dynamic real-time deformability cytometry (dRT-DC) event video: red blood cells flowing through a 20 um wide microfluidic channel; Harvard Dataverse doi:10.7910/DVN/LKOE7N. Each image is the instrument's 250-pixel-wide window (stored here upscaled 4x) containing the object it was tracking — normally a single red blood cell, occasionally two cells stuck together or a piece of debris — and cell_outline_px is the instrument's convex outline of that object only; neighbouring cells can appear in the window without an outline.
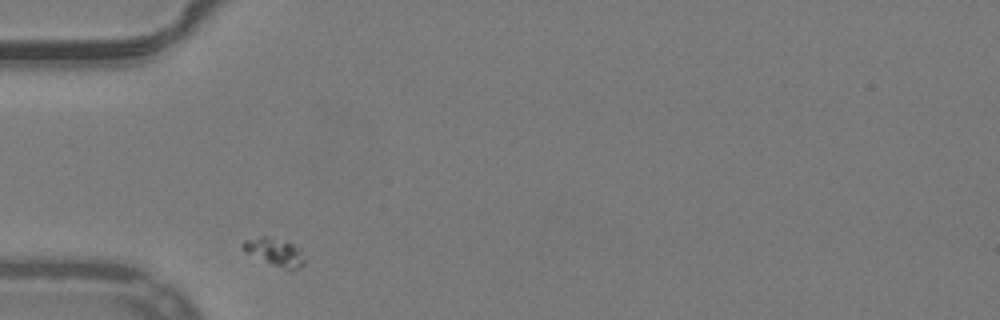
{"species": "common noctule bat (a hibernating species)", "species_latin": "Nyctalus noctula", "temperature_condition": "warm", "stored_images_in_passage": 31, "camera_frame_rate_fps": 3000, "um_per_image_px": 0.085, "animal": {"sex": "male", "body_mass_g": 19.2, "forearm_length_mm": 51.8}, "frame": {"image": 1, "passage_image": 1, "time_ms": 0.0, "image_size_px": [1000, 320], "cell_outline_px": [[304, 264], [300, 268], [292, 272], [288, 272], [244, 252], [240, 244], [244, 240], [260, 236], [264, 236], [292, 244], [300, 248], [304, 260]], "centroid_in_image_um": [23.35, 21.47], "position_along_channel_um": 61.7, "area_um2": 10.17}}
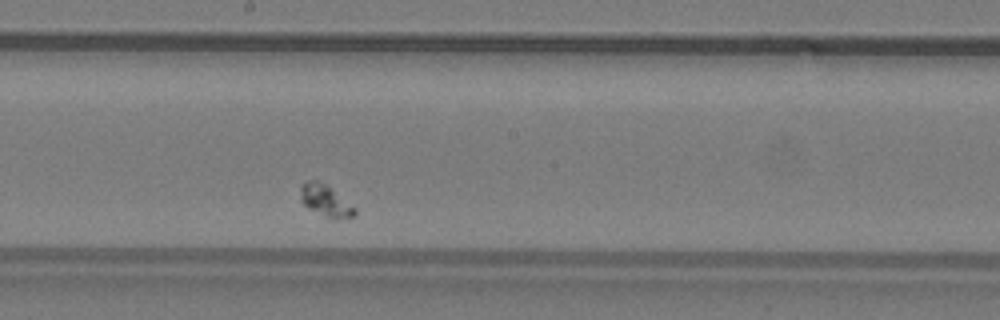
{"frame": {"image": 2, "passage_image": 15, "time_ms": 4.667, "image_size_px": [1000, 320], "cell_outline_px": [[356, 216], [336, 220], [332, 220], [308, 208], [300, 200], [300, 188], [308, 180], [320, 180], [356, 208]], "centroid_in_image_um": [27.68, 17.08], "position_along_channel_um": 220.5, "area_um2": 10.06}}
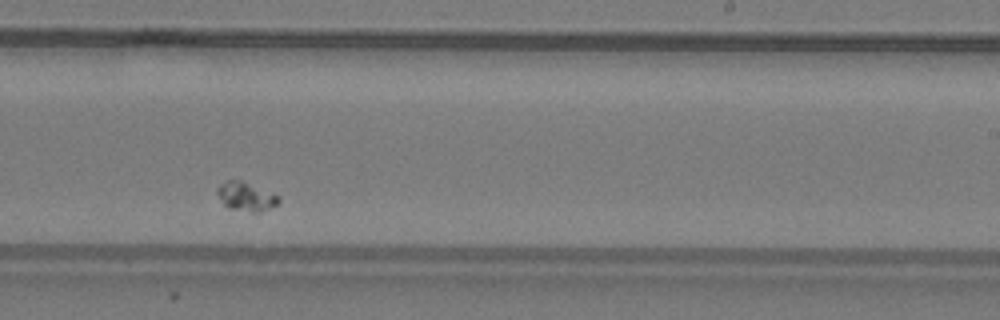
{"frame": {"image": 3, "passage_image": 19, "time_ms": 6.0, "image_size_px": [1000, 320], "cell_outline_px": [[280, 200], [276, 204], [260, 212], [252, 212], [228, 208], [224, 204], [216, 192], [216, 188], [220, 184], [228, 180], [240, 180], [280, 196]], "centroid_in_image_um": [20.89, 16.7], "position_along_channel_um": 268.1, "area_um2": 10.12}}